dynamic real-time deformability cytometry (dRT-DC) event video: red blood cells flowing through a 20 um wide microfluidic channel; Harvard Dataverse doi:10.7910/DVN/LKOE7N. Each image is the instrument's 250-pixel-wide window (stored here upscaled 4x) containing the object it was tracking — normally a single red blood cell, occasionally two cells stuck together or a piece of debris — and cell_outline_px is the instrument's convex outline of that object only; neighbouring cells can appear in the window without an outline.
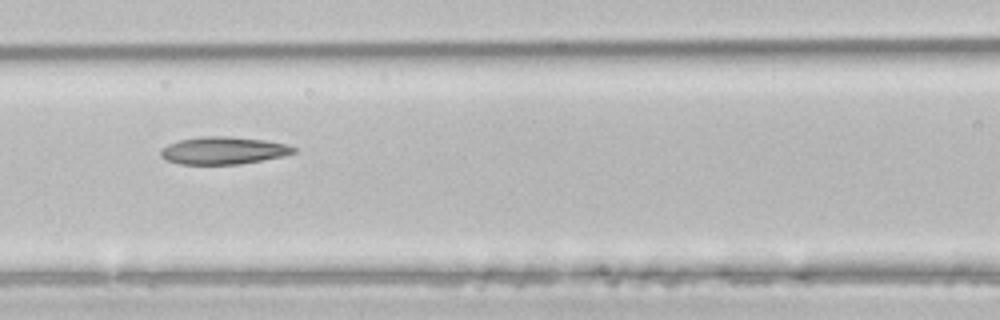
{"species": "common noctule bat (a hibernating species)", "species_latin": "Nyctalus noctula", "temperature_condition": "room temperature", "stored_images_in_passage": 4, "camera_frame_rate_fps": 3000, "um_per_image_px": 0.085, "animal": {"sex": "male", "body_mass_g": 21.5, "forearm_length_mm": 52.0}, "frame": {"image": 1, "passage_image": 4, "time_ms": 1.0, "image_size_px": [1000, 320], "cell_outline_px": [[296, 152], [284, 156], [240, 164], [180, 164], [168, 160], [160, 156], [160, 152], [168, 144], [180, 140], [200, 136], [228, 136], [264, 140], [288, 144], [296, 148]], "centroid_in_image_um": [19.02, 12.79], "position_along_channel_um": 147.6, "area_um2": 21.21}}